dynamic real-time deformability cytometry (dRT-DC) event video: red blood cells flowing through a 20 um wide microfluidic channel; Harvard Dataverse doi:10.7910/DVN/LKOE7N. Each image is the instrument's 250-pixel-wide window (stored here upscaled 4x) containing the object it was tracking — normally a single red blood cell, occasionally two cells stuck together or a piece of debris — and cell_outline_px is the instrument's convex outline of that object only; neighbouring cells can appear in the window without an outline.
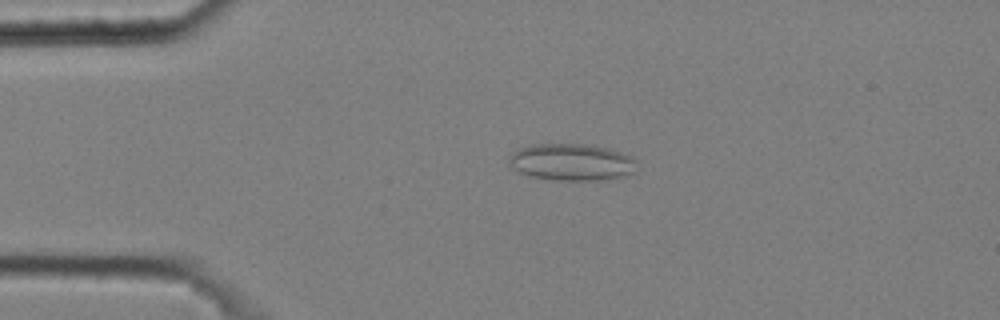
{"species": "common noctule bat (a hibernating species)", "species_latin": "Nyctalus noctula", "temperature_condition": "cold", "stored_images_in_passage": 51, "camera_frame_rate_fps": 3000, "um_per_image_px": 0.085, "animal": {"sex": "male", "body_mass_g": 20.4}, "frame": {"image": 1, "passage_image": 11, "time_ms": 3.333, "image_size_px": [1000, 320], "cell_outline_px": [[640, 160], [636, 172], [620, 176], [600, 180], [556, 180], [528, 176], [512, 168], [508, 160], [508, 156], [512, 152], [520, 148], [532, 144], [584, 144], [608, 148], [632, 156]], "centroid_in_image_um": [48.61, 13.78], "position_along_channel_um": 36.4, "area_um2": 27.8}}
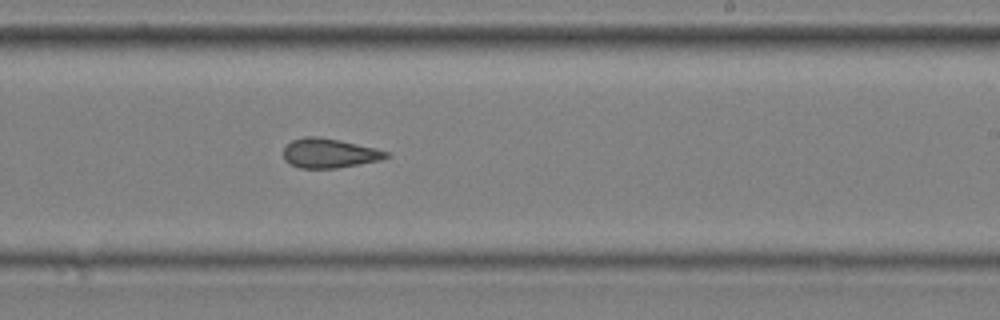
{"frame": {"image": 2, "passage_image": 32, "time_ms": 10.333, "image_size_px": [1000, 320], "cell_outline_px": [[392, 156], [380, 160], [336, 168], [300, 168], [284, 160], [284, 148], [292, 140], [304, 136], [316, 136], [376, 148], [392, 152]], "centroid_in_image_um": [28.02, 13.02], "position_along_channel_um": 261.0, "area_um2": 17.51}}
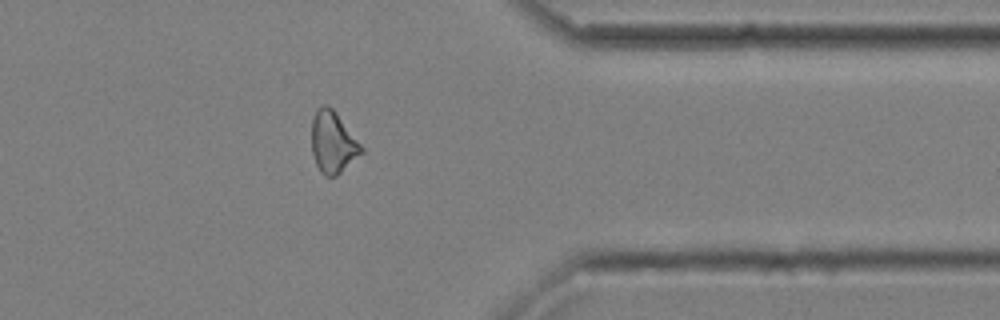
{"frame": {"image": 3, "passage_image": 43, "time_ms": 14.0, "image_size_px": [1000, 320], "cell_outline_px": [[364, 152], [336, 176], [324, 176], [320, 172], [316, 164], [312, 152], [312, 120], [316, 108], [324, 104], [328, 104], [336, 112], [364, 148]], "centroid_in_image_um": [28.29, 12.09], "position_along_channel_um": 383.1, "area_um2": 17.92}, "authors_computed_cell_mechanics": {"area_um2": 18.5538, "velocity_mm_per_s": 3.6585, "shape_relaxation_time_tau1_ms": null, "shape_relaxation_time_tau2_ms": 2.7122, "deformation_change_tau1": null, "deformation_change_tau2": 0.0961}}